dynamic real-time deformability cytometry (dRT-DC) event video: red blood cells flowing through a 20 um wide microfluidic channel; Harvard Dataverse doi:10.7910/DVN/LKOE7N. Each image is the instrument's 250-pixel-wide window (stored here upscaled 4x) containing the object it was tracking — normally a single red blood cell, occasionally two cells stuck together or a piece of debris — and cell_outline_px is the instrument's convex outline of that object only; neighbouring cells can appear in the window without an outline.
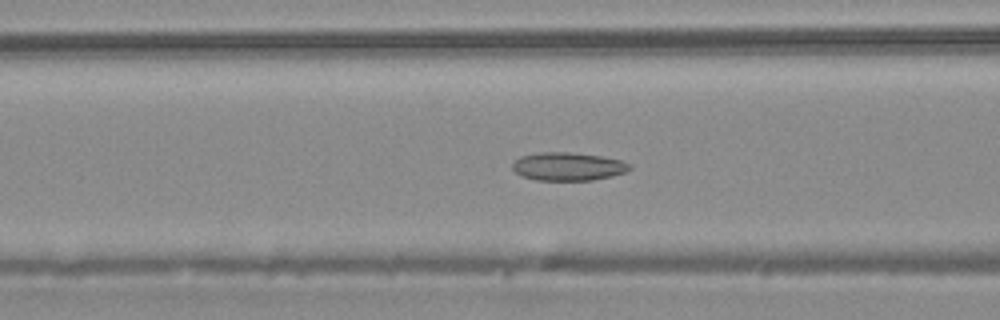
{"species": "common noctule bat (a hibernating species)", "species_latin": "Nyctalus noctula", "temperature_condition": "warm", "stored_images_in_passage": 30, "camera_frame_rate_fps": 3000, "um_per_image_px": 0.085, "animal": {"sex": "male", "body_mass_g": 20.4}, "frame": {"image": 1, "passage_image": 18, "time_ms": 5.667, "image_size_px": [1000, 320], "cell_outline_px": [[632, 168], [624, 172], [612, 176], [592, 180], [536, 180], [520, 176], [512, 168], [512, 164], [520, 156], [540, 152], [568, 152], [604, 156], [620, 160], [632, 164]], "centroid_in_image_um": [48.29, 14.15], "position_along_channel_um": 118.3, "area_um2": 19.36}}